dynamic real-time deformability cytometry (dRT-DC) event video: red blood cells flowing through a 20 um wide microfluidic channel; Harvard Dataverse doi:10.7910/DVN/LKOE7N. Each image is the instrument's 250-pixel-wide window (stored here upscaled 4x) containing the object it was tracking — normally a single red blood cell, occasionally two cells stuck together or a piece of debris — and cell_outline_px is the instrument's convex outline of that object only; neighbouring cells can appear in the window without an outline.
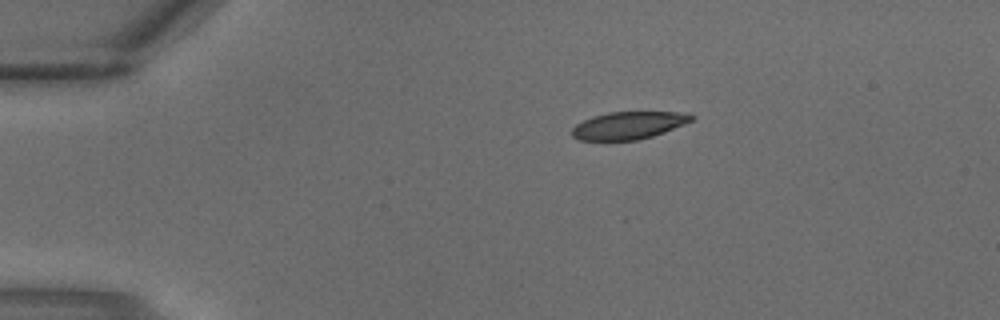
{"species": "common noctule bat (a hibernating species)", "species_latin": "Nyctalus noctula", "temperature_condition": "warm", "stored_images_in_passage": 3, "camera_frame_rate_fps": 3000, "um_per_image_px": 0.085, "animal": {"sex": "male", "body_mass_g": 18.8}, "frame": {"image": 1, "passage_image": 3, "time_ms": 0.667, "image_size_px": [1000, 320], "cell_outline_px": [[696, 116], [692, 120], [684, 124], [664, 132], [652, 136], [636, 140], [580, 140], [572, 136], [572, 128], [576, 124], [592, 116], [608, 112], [676, 112]], "centroid_in_image_um": [53.39, 10.66], "position_along_channel_um": 31.6, "area_um2": 18.96}}